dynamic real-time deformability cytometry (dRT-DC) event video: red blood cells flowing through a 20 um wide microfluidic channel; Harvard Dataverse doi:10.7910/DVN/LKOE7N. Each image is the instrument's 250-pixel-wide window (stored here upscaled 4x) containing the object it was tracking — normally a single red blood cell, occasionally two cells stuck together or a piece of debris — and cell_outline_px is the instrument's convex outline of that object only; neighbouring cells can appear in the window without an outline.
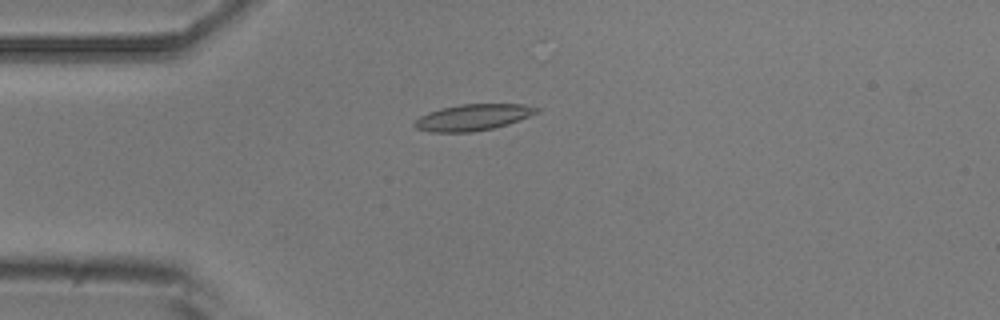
{"species": "common noctule bat (a hibernating species)", "species_latin": "Nyctalus noctula", "temperature_condition": "room temperature", "stored_images_in_passage": 3, "camera_frame_rate_fps": 3000, "um_per_image_px": 0.085, "animal": {"sex": "male", "body_mass_g": 20.5, "forearm_length_mm": 52.5}, "frame": {"image": 1, "passage_image": 1, "time_ms": 0.0, "image_size_px": [1000, 320], "cell_outline_px": [[540, 112], [508, 124], [492, 128], [472, 132], [428, 132], [416, 128], [412, 124], [420, 116], [428, 112], [440, 108], [460, 104], [524, 104], [540, 108]], "centroid_in_image_um": [40.19, 9.97], "position_along_channel_um": 44.8, "area_um2": 18.79}}
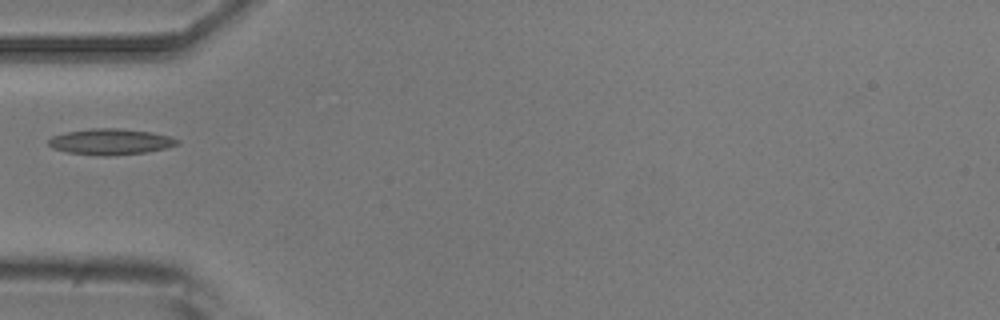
{"frame": {"image": 2, "passage_image": 2, "time_ms": 1.333, "image_size_px": [1000, 320], "cell_outline_px": [[180, 144], [168, 148], [144, 152], [108, 156], [104, 156], [68, 152], [52, 148], [48, 144], [48, 140], [52, 136], [64, 132], [92, 128], [116, 128], [152, 132], [168, 136], [180, 140]], "centroid_in_image_um": [9.4, 12.04], "position_along_channel_um": 75.6, "area_um2": 19.48}}
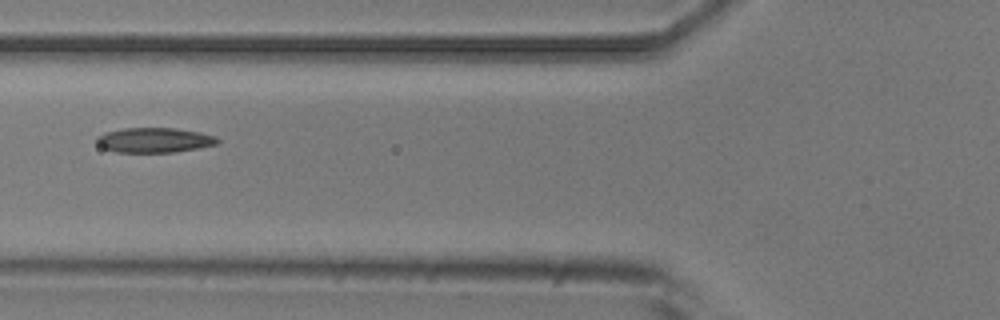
{"frame": {"image": 3, "passage_image": 3, "time_ms": 2.333, "image_size_px": [1000, 320], "cell_outline_px": [[220, 140], [216, 144], [176, 152], [116, 152], [104, 148], [96, 144], [96, 136], [104, 132], [124, 128], [176, 128], [200, 132], [216, 136]], "centroid_in_image_um": [13.09, 11.9], "position_along_channel_um": 112.7, "area_um2": 17.57}}